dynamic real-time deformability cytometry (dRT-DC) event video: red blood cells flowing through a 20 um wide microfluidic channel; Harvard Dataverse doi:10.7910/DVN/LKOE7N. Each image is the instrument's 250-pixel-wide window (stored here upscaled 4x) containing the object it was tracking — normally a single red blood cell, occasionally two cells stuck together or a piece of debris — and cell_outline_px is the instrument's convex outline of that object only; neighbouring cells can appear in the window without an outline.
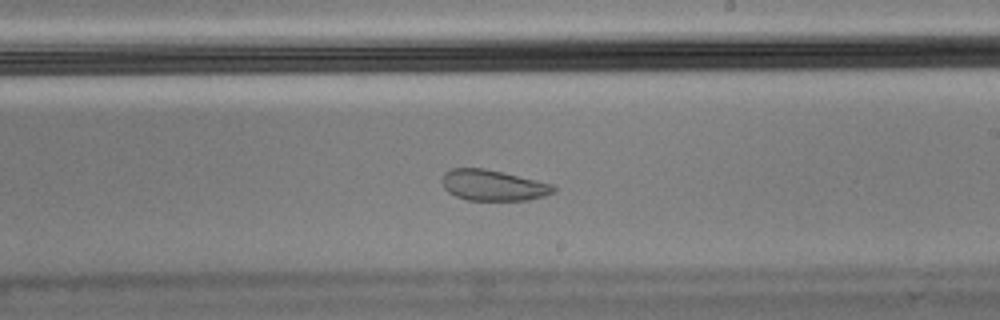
{"species": "Egyptian fruit bat (a non-hibernating species)", "species_latin": "Rousettus aegyptiacus", "temperature_condition": "cold", "stored_images_in_passage": 58, "camera_frame_rate_fps": 3000, "um_per_image_px": 0.085, "animal": {"sex": "male"}, "frame": {"image": 1, "passage_image": 34, "time_ms": 11.0, "image_size_px": [1000, 320], "cell_outline_px": [[556, 192], [544, 196], [528, 200], [468, 200], [456, 196], [448, 192], [444, 188], [440, 180], [444, 172], [452, 168], [484, 168], [536, 180], [552, 184], [556, 188]], "centroid_in_image_um": [41.89, 15.75], "position_along_channel_um": 247.1, "area_um2": 20.06}}